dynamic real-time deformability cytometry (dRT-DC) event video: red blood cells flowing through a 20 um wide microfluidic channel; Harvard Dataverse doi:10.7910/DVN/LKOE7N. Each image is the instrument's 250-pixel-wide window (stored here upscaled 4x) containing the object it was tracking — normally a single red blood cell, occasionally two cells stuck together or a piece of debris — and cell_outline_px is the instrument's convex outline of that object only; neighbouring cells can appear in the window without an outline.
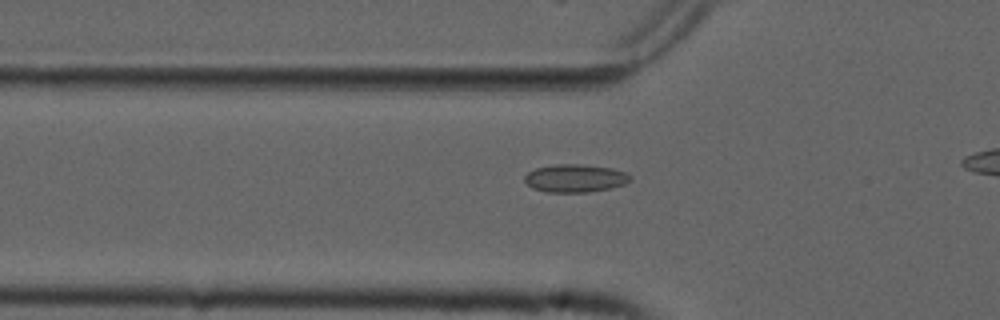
{"species": "common noctule bat (a hibernating species)", "species_latin": "Nyctalus noctula", "temperature_condition": "cold", "stored_images_in_passage": 42, "camera_frame_rate_fps": 3000, "um_per_image_px": 0.085, "animal": {"sex": "male", "forearm_length_mm": 52.5}, "frame": {"image": 1, "passage_image": 13, "time_ms": 4.0, "image_size_px": [1000, 320], "cell_outline_px": [[632, 180], [624, 184], [612, 188], [588, 192], [548, 192], [532, 188], [524, 180], [524, 176], [528, 172], [536, 168], [556, 164], [580, 164], [612, 168], [628, 172], [632, 176]], "centroid_in_image_um": [48.93, 15.15], "position_along_channel_um": 76.9, "area_um2": 17.34}}
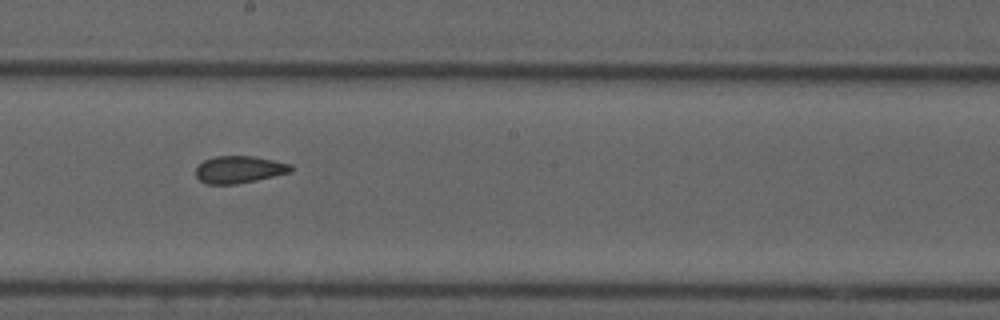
{"frame": {"image": 2, "passage_image": 25, "time_ms": 8.0, "image_size_px": [1000, 320], "cell_outline_px": [[292, 172], [256, 180], [236, 184], [208, 184], [200, 180], [196, 176], [196, 168], [204, 160], [216, 156], [252, 156], [292, 164]], "centroid_in_image_um": [20.34, 14.41], "position_along_channel_um": 227.9, "area_um2": 14.97}}
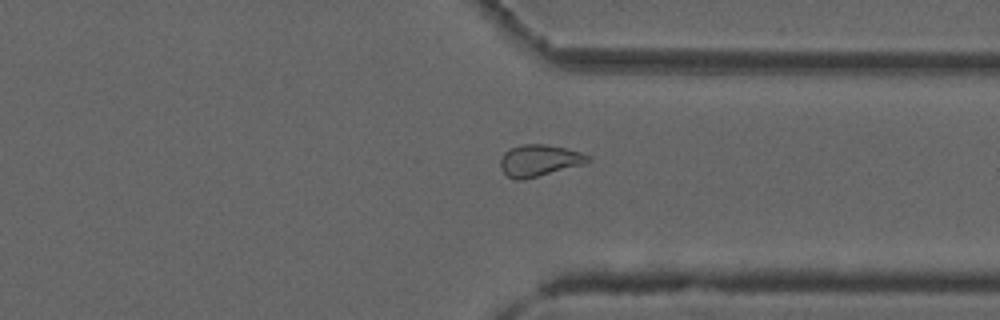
{"frame": {"image": 3, "passage_image": 36, "time_ms": 11.667, "image_size_px": [1000, 320], "cell_outline_px": [[592, 160], [584, 164], [524, 180], [516, 180], [508, 176], [500, 168], [500, 160], [504, 152], [520, 144], [544, 144], [564, 148], [580, 152], [592, 156]], "centroid_in_image_um": [45.85, 13.64], "position_along_channel_um": 365.6, "area_um2": 16.18}, "authors_computed_cell_mechanics": {"area_um2": 16.0395, "velocity_mm_per_s": 3.7615, "shape_relaxation_time_tau1_ms": null, "shape_relaxation_time_tau2_ms": 1.6745, "deformation_change_tau1": null, "deformation_change_tau2": 0.0644}}